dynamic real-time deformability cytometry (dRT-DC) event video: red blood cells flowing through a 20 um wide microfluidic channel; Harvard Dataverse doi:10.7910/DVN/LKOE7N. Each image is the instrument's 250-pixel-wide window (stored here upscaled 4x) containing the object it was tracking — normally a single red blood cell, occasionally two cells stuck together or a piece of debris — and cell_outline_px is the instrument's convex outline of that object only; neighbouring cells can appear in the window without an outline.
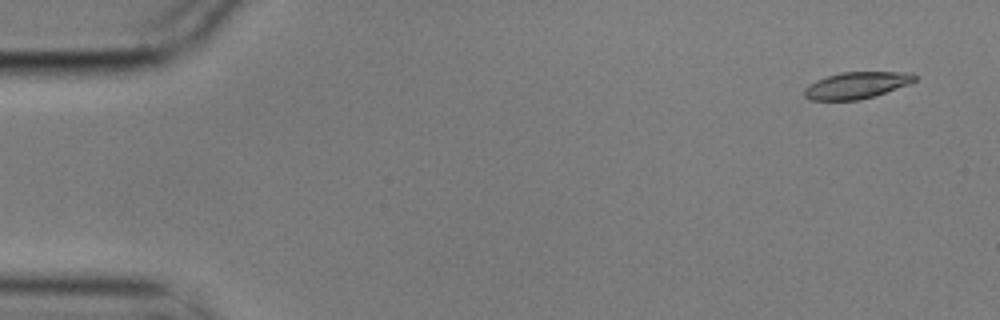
{"species": "common noctule bat (a hibernating species)", "species_latin": "Nyctalus noctula", "temperature_condition": "cold", "stored_images_in_passage": 10, "camera_frame_rate_fps": 3000, "um_per_image_px": 0.085, "animal": {"sex": "male", "body_mass_g": 17.9}, "frame": {"image": 1, "passage_image": 1, "time_ms": 0.0, "image_size_px": [1000, 320], "cell_outline_px": [[916, 80], [908, 84], [860, 100], [808, 100], [804, 96], [804, 88], [808, 84], [816, 80], [840, 72], [912, 72], [916, 76]], "centroid_in_image_um": [72.76, 7.24], "position_along_channel_um": 12.2, "area_um2": 17.05}}
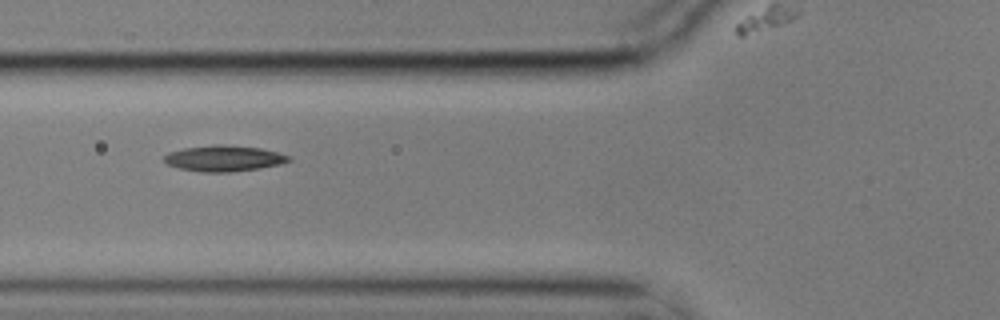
{"frame": {"image": 2, "passage_image": 6, "time_ms": 1.667, "image_size_px": [1000, 320], "cell_outline_px": [[292, 160], [280, 164], [260, 168], [228, 172], [200, 172], [180, 168], [168, 164], [164, 160], [164, 156], [168, 152], [184, 148], [216, 144], [224, 144], [260, 148], [292, 156]], "centroid_in_image_um": [19.05, 13.45], "position_along_channel_um": 106.8, "area_um2": 18.79}}
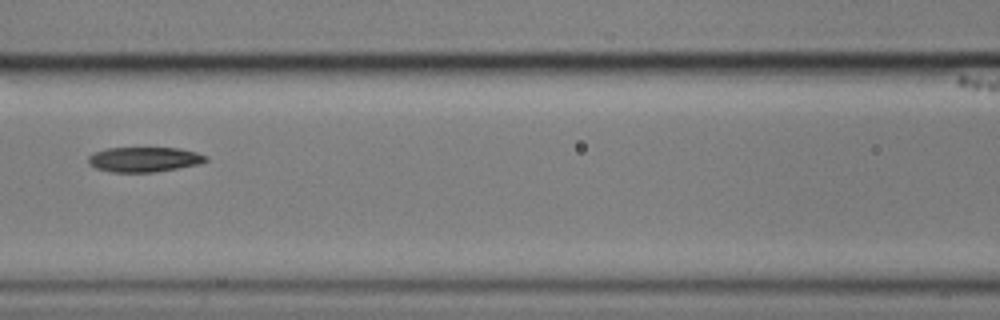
{"frame": {"image": 3, "passage_image": 7, "time_ms": 2.0, "image_size_px": [1000, 320], "cell_outline_px": [[208, 160], [200, 164], [156, 172], [112, 172], [96, 168], [88, 164], [88, 156], [92, 152], [108, 148], [180, 148], [196, 152], [208, 156]], "centroid_in_image_um": [12.25, 13.55], "position_along_channel_um": 154.3, "area_um2": 17.22}}